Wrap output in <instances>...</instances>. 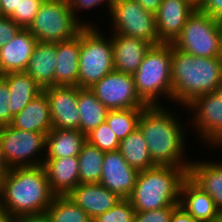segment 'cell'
Instances as JSON below:
<instances>
[{
  "mask_svg": "<svg viewBox=\"0 0 222 222\" xmlns=\"http://www.w3.org/2000/svg\"><path fill=\"white\" fill-rule=\"evenodd\" d=\"M8 216H42L56 196L49 185L43 165L10 168L1 191Z\"/></svg>",
  "mask_w": 222,
  "mask_h": 222,
  "instance_id": "obj_1",
  "label": "cell"
},
{
  "mask_svg": "<svg viewBox=\"0 0 222 222\" xmlns=\"http://www.w3.org/2000/svg\"><path fill=\"white\" fill-rule=\"evenodd\" d=\"M165 108L162 105L146 106L140 115L138 128L156 165L184 167L188 170L191 162L183 158L186 142L183 125L178 122L179 117L176 118L174 112H168L170 109Z\"/></svg>",
  "mask_w": 222,
  "mask_h": 222,
  "instance_id": "obj_2",
  "label": "cell"
},
{
  "mask_svg": "<svg viewBox=\"0 0 222 222\" xmlns=\"http://www.w3.org/2000/svg\"><path fill=\"white\" fill-rule=\"evenodd\" d=\"M171 75L173 100L185 107L195 98L216 91L222 82V57H197L172 45Z\"/></svg>",
  "mask_w": 222,
  "mask_h": 222,
  "instance_id": "obj_3",
  "label": "cell"
},
{
  "mask_svg": "<svg viewBox=\"0 0 222 222\" xmlns=\"http://www.w3.org/2000/svg\"><path fill=\"white\" fill-rule=\"evenodd\" d=\"M187 177L186 168L171 165L139 171L129 200L136 211L179 205L181 185Z\"/></svg>",
  "mask_w": 222,
  "mask_h": 222,
  "instance_id": "obj_4",
  "label": "cell"
},
{
  "mask_svg": "<svg viewBox=\"0 0 222 222\" xmlns=\"http://www.w3.org/2000/svg\"><path fill=\"white\" fill-rule=\"evenodd\" d=\"M171 56L172 43L152 45L133 74L136 92L147 106L161 105V94L173 100Z\"/></svg>",
  "mask_w": 222,
  "mask_h": 222,
  "instance_id": "obj_5",
  "label": "cell"
},
{
  "mask_svg": "<svg viewBox=\"0 0 222 222\" xmlns=\"http://www.w3.org/2000/svg\"><path fill=\"white\" fill-rule=\"evenodd\" d=\"M113 58L111 37L101 35L95 25L84 26L81 29L78 86L90 88L113 71Z\"/></svg>",
  "mask_w": 222,
  "mask_h": 222,
  "instance_id": "obj_6",
  "label": "cell"
},
{
  "mask_svg": "<svg viewBox=\"0 0 222 222\" xmlns=\"http://www.w3.org/2000/svg\"><path fill=\"white\" fill-rule=\"evenodd\" d=\"M84 26L68 0H44L27 30L39 42L58 43L74 38Z\"/></svg>",
  "mask_w": 222,
  "mask_h": 222,
  "instance_id": "obj_7",
  "label": "cell"
},
{
  "mask_svg": "<svg viewBox=\"0 0 222 222\" xmlns=\"http://www.w3.org/2000/svg\"><path fill=\"white\" fill-rule=\"evenodd\" d=\"M172 45L197 57H222V29L218 19L195 10Z\"/></svg>",
  "mask_w": 222,
  "mask_h": 222,
  "instance_id": "obj_8",
  "label": "cell"
},
{
  "mask_svg": "<svg viewBox=\"0 0 222 222\" xmlns=\"http://www.w3.org/2000/svg\"><path fill=\"white\" fill-rule=\"evenodd\" d=\"M45 145L46 135L43 133L24 131L10 125L0 127V147L9 169L43 165L44 158L39 160L36 155L45 151Z\"/></svg>",
  "mask_w": 222,
  "mask_h": 222,
  "instance_id": "obj_9",
  "label": "cell"
},
{
  "mask_svg": "<svg viewBox=\"0 0 222 222\" xmlns=\"http://www.w3.org/2000/svg\"><path fill=\"white\" fill-rule=\"evenodd\" d=\"M109 10L113 33L159 44L155 14L145 10L136 0H115Z\"/></svg>",
  "mask_w": 222,
  "mask_h": 222,
  "instance_id": "obj_10",
  "label": "cell"
},
{
  "mask_svg": "<svg viewBox=\"0 0 222 222\" xmlns=\"http://www.w3.org/2000/svg\"><path fill=\"white\" fill-rule=\"evenodd\" d=\"M109 110L145 108L138 96L133 75L113 70L89 88Z\"/></svg>",
  "mask_w": 222,
  "mask_h": 222,
  "instance_id": "obj_11",
  "label": "cell"
},
{
  "mask_svg": "<svg viewBox=\"0 0 222 222\" xmlns=\"http://www.w3.org/2000/svg\"><path fill=\"white\" fill-rule=\"evenodd\" d=\"M186 107L193 110L192 124L210 146H222V100L214 93H207L195 98Z\"/></svg>",
  "mask_w": 222,
  "mask_h": 222,
  "instance_id": "obj_12",
  "label": "cell"
},
{
  "mask_svg": "<svg viewBox=\"0 0 222 222\" xmlns=\"http://www.w3.org/2000/svg\"><path fill=\"white\" fill-rule=\"evenodd\" d=\"M80 89L79 86H51L43 89L49 102L52 128L80 131Z\"/></svg>",
  "mask_w": 222,
  "mask_h": 222,
  "instance_id": "obj_13",
  "label": "cell"
},
{
  "mask_svg": "<svg viewBox=\"0 0 222 222\" xmlns=\"http://www.w3.org/2000/svg\"><path fill=\"white\" fill-rule=\"evenodd\" d=\"M139 171L132 168L119 150L105 152L100 184L122 199L131 196Z\"/></svg>",
  "mask_w": 222,
  "mask_h": 222,
  "instance_id": "obj_14",
  "label": "cell"
},
{
  "mask_svg": "<svg viewBox=\"0 0 222 222\" xmlns=\"http://www.w3.org/2000/svg\"><path fill=\"white\" fill-rule=\"evenodd\" d=\"M196 9L187 0H162L155 13L160 43H173Z\"/></svg>",
  "mask_w": 222,
  "mask_h": 222,
  "instance_id": "obj_15",
  "label": "cell"
},
{
  "mask_svg": "<svg viewBox=\"0 0 222 222\" xmlns=\"http://www.w3.org/2000/svg\"><path fill=\"white\" fill-rule=\"evenodd\" d=\"M67 196L92 220L113 208L122 199L100 183H81Z\"/></svg>",
  "mask_w": 222,
  "mask_h": 222,
  "instance_id": "obj_16",
  "label": "cell"
},
{
  "mask_svg": "<svg viewBox=\"0 0 222 222\" xmlns=\"http://www.w3.org/2000/svg\"><path fill=\"white\" fill-rule=\"evenodd\" d=\"M37 42L27 29H22L17 36L3 45L0 48V75L25 72Z\"/></svg>",
  "mask_w": 222,
  "mask_h": 222,
  "instance_id": "obj_17",
  "label": "cell"
},
{
  "mask_svg": "<svg viewBox=\"0 0 222 222\" xmlns=\"http://www.w3.org/2000/svg\"><path fill=\"white\" fill-rule=\"evenodd\" d=\"M114 70L133 75L152 44L141 39L122 34L111 36Z\"/></svg>",
  "mask_w": 222,
  "mask_h": 222,
  "instance_id": "obj_18",
  "label": "cell"
},
{
  "mask_svg": "<svg viewBox=\"0 0 222 222\" xmlns=\"http://www.w3.org/2000/svg\"><path fill=\"white\" fill-rule=\"evenodd\" d=\"M179 205L198 222H215L222 217L212 197L189 177L181 185Z\"/></svg>",
  "mask_w": 222,
  "mask_h": 222,
  "instance_id": "obj_19",
  "label": "cell"
},
{
  "mask_svg": "<svg viewBox=\"0 0 222 222\" xmlns=\"http://www.w3.org/2000/svg\"><path fill=\"white\" fill-rule=\"evenodd\" d=\"M43 166L50 188L56 196H66L80 184L77 156L44 158Z\"/></svg>",
  "mask_w": 222,
  "mask_h": 222,
  "instance_id": "obj_20",
  "label": "cell"
},
{
  "mask_svg": "<svg viewBox=\"0 0 222 222\" xmlns=\"http://www.w3.org/2000/svg\"><path fill=\"white\" fill-rule=\"evenodd\" d=\"M81 30L74 38L57 43L55 86H78Z\"/></svg>",
  "mask_w": 222,
  "mask_h": 222,
  "instance_id": "obj_21",
  "label": "cell"
},
{
  "mask_svg": "<svg viewBox=\"0 0 222 222\" xmlns=\"http://www.w3.org/2000/svg\"><path fill=\"white\" fill-rule=\"evenodd\" d=\"M9 125L20 130L47 135L52 129V121L46 94L42 92L29 102L20 113L13 116Z\"/></svg>",
  "mask_w": 222,
  "mask_h": 222,
  "instance_id": "obj_22",
  "label": "cell"
},
{
  "mask_svg": "<svg viewBox=\"0 0 222 222\" xmlns=\"http://www.w3.org/2000/svg\"><path fill=\"white\" fill-rule=\"evenodd\" d=\"M57 43L37 42L25 72L41 87L55 86Z\"/></svg>",
  "mask_w": 222,
  "mask_h": 222,
  "instance_id": "obj_23",
  "label": "cell"
},
{
  "mask_svg": "<svg viewBox=\"0 0 222 222\" xmlns=\"http://www.w3.org/2000/svg\"><path fill=\"white\" fill-rule=\"evenodd\" d=\"M188 177L212 197L216 209L222 215V162L191 160Z\"/></svg>",
  "mask_w": 222,
  "mask_h": 222,
  "instance_id": "obj_24",
  "label": "cell"
},
{
  "mask_svg": "<svg viewBox=\"0 0 222 222\" xmlns=\"http://www.w3.org/2000/svg\"><path fill=\"white\" fill-rule=\"evenodd\" d=\"M0 76L7 82L13 116L20 113L29 102L43 92L42 87L26 72H12Z\"/></svg>",
  "mask_w": 222,
  "mask_h": 222,
  "instance_id": "obj_25",
  "label": "cell"
},
{
  "mask_svg": "<svg viewBox=\"0 0 222 222\" xmlns=\"http://www.w3.org/2000/svg\"><path fill=\"white\" fill-rule=\"evenodd\" d=\"M86 136L79 130L52 128L46 135L44 158H63L78 156Z\"/></svg>",
  "mask_w": 222,
  "mask_h": 222,
  "instance_id": "obj_26",
  "label": "cell"
},
{
  "mask_svg": "<svg viewBox=\"0 0 222 222\" xmlns=\"http://www.w3.org/2000/svg\"><path fill=\"white\" fill-rule=\"evenodd\" d=\"M80 132L85 136L106 121V108L89 88H81L78 96Z\"/></svg>",
  "mask_w": 222,
  "mask_h": 222,
  "instance_id": "obj_27",
  "label": "cell"
},
{
  "mask_svg": "<svg viewBox=\"0 0 222 222\" xmlns=\"http://www.w3.org/2000/svg\"><path fill=\"white\" fill-rule=\"evenodd\" d=\"M119 151L126 162L138 171L156 166L150 157L146 140L139 128L120 141Z\"/></svg>",
  "mask_w": 222,
  "mask_h": 222,
  "instance_id": "obj_28",
  "label": "cell"
},
{
  "mask_svg": "<svg viewBox=\"0 0 222 222\" xmlns=\"http://www.w3.org/2000/svg\"><path fill=\"white\" fill-rule=\"evenodd\" d=\"M105 152L87 141L79 153V181L81 183H99L102 175V164Z\"/></svg>",
  "mask_w": 222,
  "mask_h": 222,
  "instance_id": "obj_29",
  "label": "cell"
},
{
  "mask_svg": "<svg viewBox=\"0 0 222 222\" xmlns=\"http://www.w3.org/2000/svg\"><path fill=\"white\" fill-rule=\"evenodd\" d=\"M44 216L48 222H92L89 215L67 195L55 196Z\"/></svg>",
  "mask_w": 222,
  "mask_h": 222,
  "instance_id": "obj_30",
  "label": "cell"
},
{
  "mask_svg": "<svg viewBox=\"0 0 222 222\" xmlns=\"http://www.w3.org/2000/svg\"><path fill=\"white\" fill-rule=\"evenodd\" d=\"M143 110L144 108L110 110L106 123L121 141L138 128V121Z\"/></svg>",
  "mask_w": 222,
  "mask_h": 222,
  "instance_id": "obj_31",
  "label": "cell"
},
{
  "mask_svg": "<svg viewBox=\"0 0 222 222\" xmlns=\"http://www.w3.org/2000/svg\"><path fill=\"white\" fill-rule=\"evenodd\" d=\"M86 141L102 152L119 150L120 141L105 122L86 135Z\"/></svg>",
  "mask_w": 222,
  "mask_h": 222,
  "instance_id": "obj_32",
  "label": "cell"
},
{
  "mask_svg": "<svg viewBox=\"0 0 222 222\" xmlns=\"http://www.w3.org/2000/svg\"><path fill=\"white\" fill-rule=\"evenodd\" d=\"M136 210L129 199H121L113 208L100 214L92 222H134Z\"/></svg>",
  "mask_w": 222,
  "mask_h": 222,
  "instance_id": "obj_33",
  "label": "cell"
},
{
  "mask_svg": "<svg viewBox=\"0 0 222 222\" xmlns=\"http://www.w3.org/2000/svg\"><path fill=\"white\" fill-rule=\"evenodd\" d=\"M43 2L44 0H20L18 10H15L9 17L17 25L27 29Z\"/></svg>",
  "mask_w": 222,
  "mask_h": 222,
  "instance_id": "obj_34",
  "label": "cell"
},
{
  "mask_svg": "<svg viewBox=\"0 0 222 222\" xmlns=\"http://www.w3.org/2000/svg\"><path fill=\"white\" fill-rule=\"evenodd\" d=\"M178 205L151 211H136L134 222H170L172 212Z\"/></svg>",
  "mask_w": 222,
  "mask_h": 222,
  "instance_id": "obj_35",
  "label": "cell"
},
{
  "mask_svg": "<svg viewBox=\"0 0 222 222\" xmlns=\"http://www.w3.org/2000/svg\"><path fill=\"white\" fill-rule=\"evenodd\" d=\"M10 94L7 82L0 76V127L11 123Z\"/></svg>",
  "mask_w": 222,
  "mask_h": 222,
  "instance_id": "obj_36",
  "label": "cell"
},
{
  "mask_svg": "<svg viewBox=\"0 0 222 222\" xmlns=\"http://www.w3.org/2000/svg\"><path fill=\"white\" fill-rule=\"evenodd\" d=\"M22 29L10 17L0 16V48L17 36Z\"/></svg>",
  "mask_w": 222,
  "mask_h": 222,
  "instance_id": "obj_37",
  "label": "cell"
},
{
  "mask_svg": "<svg viewBox=\"0 0 222 222\" xmlns=\"http://www.w3.org/2000/svg\"><path fill=\"white\" fill-rule=\"evenodd\" d=\"M107 3L108 8L110 9L111 4H112V0H68L70 7L72 8L75 17L79 20V18L77 17V14L75 12H78L76 10H81V9H87L89 10V8H94L96 6H99V4L101 5V3L104 2Z\"/></svg>",
  "mask_w": 222,
  "mask_h": 222,
  "instance_id": "obj_38",
  "label": "cell"
},
{
  "mask_svg": "<svg viewBox=\"0 0 222 222\" xmlns=\"http://www.w3.org/2000/svg\"><path fill=\"white\" fill-rule=\"evenodd\" d=\"M199 11L218 19L222 15V0H206Z\"/></svg>",
  "mask_w": 222,
  "mask_h": 222,
  "instance_id": "obj_39",
  "label": "cell"
},
{
  "mask_svg": "<svg viewBox=\"0 0 222 222\" xmlns=\"http://www.w3.org/2000/svg\"><path fill=\"white\" fill-rule=\"evenodd\" d=\"M170 222H198L191 215H189L180 205H178L172 212Z\"/></svg>",
  "mask_w": 222,
  "mask_h": 222,
  "instance_id": "obj_40",
  "label": "cell"
},
{
  "mask_svg": "<svg viewBox=\"0 0 222 222\" xmlns=\"http://www.w3.org/2000/svg\"><path fill=\"white\" fill-rule=\"evenodd\" d=\"M20 0H0V16L9 17L15 10H18Z\"/></svg>",
  "mask_w": 222,
  "mask_h": 222,
  "instance_id": "obj_41",
  "label": "cell"
},
{
  "mask_svg": "<svg viewBox=\"0 0 222 222\" xmlns=\"http://www.w3.org/2000/svg\"><path fill=\"white\" fill-rule=\"evenodd\" d=\"M5 222H48L47 218L42 216H29V217H20V216H5Z\"/></svg>",
  "mask_w": 222,
  "mask_h": 222,
  "instance_id": "obj_42",
  "label": "cell"
},
{
  "mask_svg": "<svg viewBox=\"0 0 222 222\" xmlns=\"http://www.w3.org/2000/svg\"><path fill=\"white\" fill-rule=\"evenodd\" d=\"M145 10L152 12L155 14L161 3L162 0H136Z\"/></svg>",
  "mask_w": 222,
  "mask_h": 222,
  "instance_id": "obj_43",
  "label": "cell"
},
{
  "mask_svg": "<svg viewBox=\"0 0 222 222\" xmlns=\"http://www.w3.org/2000/svg\"><path fill=\"white\" fill-rule=\"evenodd\" d=\"M196 10H199L206 2V0H187Z\"/></svg>",
  "mask_w": 222,
  "mask_h": 222,
  "instance_id": "obj_44",
  "label": "cell"
},
{
  "mask_svg": "<svg viewBox=\"0 0 222 222\" xmlns=\"http://www.w3.org/2000/svg\"><path fill=\"white\" fill-rule=\"evenodd\" d=\"M9 171V169H0V193L2 191L3 188V179L5 174Z\"/></svg>",
  "mask_w": 222,
  "mask_h": 222,
  "instance_id": "obj_45",
  "label": "cell"
},
{
  "mask_svg": "<svg viewBox=\"0 0 222 222\" xmlns=\"http://www.w3.org/2000/svg\"><path fill=\"white\" fill-rule=\"evenodd\" d=\"M0 169H9L3 158L1 147H0Z\"/></svg>",
  "mask_w": 222,
  "mask_h": 222,
  "instance_id": "obj_46",
  "label": "cell"
},
{
  "mask_svg": "<svg viewBox=\"0 0 222 222\" xmlns=\"http://www.w3.org/2000/svg\"><path fill=\"white\" fill-rule=\"evenodd\" d=\"M6 216L4 207H3V202H2V196L0 193V220L3 219Z\"/></svg>",
  "mask_w": 222,
  "mask_h": 222,
  "instance_id": "obj_47",
  "label": "cell"
},
{
  "mask_svg": "<svg viewBox=\"0 0 222 222\" xmlns=\"http://www.w3.org/2000/svg\"><path fill=\"white\" fill-rule=\"evenodd\" d=\"M215 92L222 100V82L219 84Z\"/></svg>",
  "mask_w": 222,
  "mask_h": 222,
  "instance_id": "obj_48",
  "label": "cell"
},
{
  "mask_svg": "<svg viewBox=\"0 0 222 222\" xmlns=\"http://www.w3.org/2000/svg\"><path fill=\"white\" fill-rule=\"evenodd\" d=\"M219 24H220V28L222 29V15L218 18Z\"/></svg>",
  "mask_w": 222,
  "mask_h": 222,
  "instance_id": "obj_49",
  "label": "cell"
},
{
  "mask_svg": "<svg viewBox=\"0 0 222 222\" xmlns=\"http://www.w3.org/2000/svg\"><path fill=\"white\" fill-rule=\"evenodd\" d=\"M215 222H222V217L219 220L215 221Z\"/></svg>",
  "mask_w": 222,
  "mask_h": 222,
  "instance_id": "obj_50",
  "label": "cell"
},
{
  "mask_svg": "<svg viewBox=\"0 0 222 222\" xmlns=\"http://www.w3.org/2000/svg\"><path fill=\"white\" fill-rule=\"evenodd\" d=\"M0 222H5V217L3 219H1Z\"/></svg>",
  "mask_w": 222,
  "mask_h": 222,
  "instance_id": "obj_51",
  "label": "cell"
}]
</instances>
